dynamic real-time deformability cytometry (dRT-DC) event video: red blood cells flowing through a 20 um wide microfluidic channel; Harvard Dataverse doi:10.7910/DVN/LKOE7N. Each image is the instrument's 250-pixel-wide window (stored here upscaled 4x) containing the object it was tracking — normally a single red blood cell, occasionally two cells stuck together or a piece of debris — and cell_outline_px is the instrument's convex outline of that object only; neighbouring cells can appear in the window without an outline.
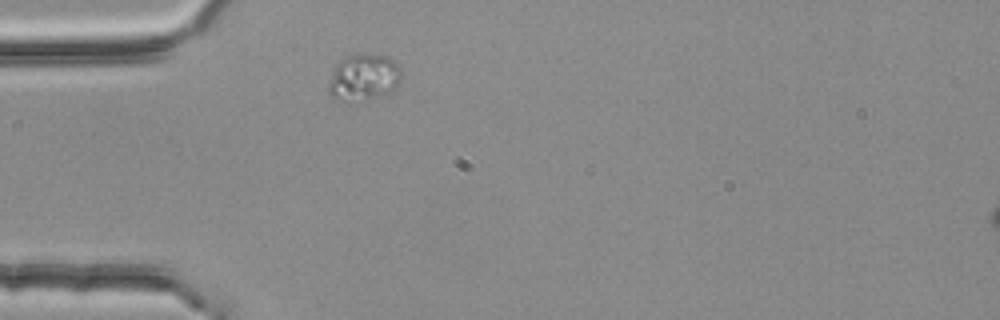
{"species": "common noctule bat (a hibernating species)", "species_latin": "Nyctalus noctula", "temperature_condition": "room temperature", "stored_images_in_passage": 1, "camera_frame_rate_fps": 3000, "um_per_image_px": 0.085, "animal": {"sex": "female", "body_mass_g": 25.1}, "frame": {"image": 1, "passage_image": 1, "time_ms": 0.0, "image_size_px": [1000, 320], "cell_outline_px": [[400, 80], [396, 92], [388, 96], [344, 100], [340, 100], [332, 96], [328, 92], [328, 84], [336, 64], [344, 56], [388, 56], [396, 60], [400, 68]], "centroid_in_image_um": [30.98, 6.6], "position_along_channel_um": 54.0, "area_um2": 19.59}}